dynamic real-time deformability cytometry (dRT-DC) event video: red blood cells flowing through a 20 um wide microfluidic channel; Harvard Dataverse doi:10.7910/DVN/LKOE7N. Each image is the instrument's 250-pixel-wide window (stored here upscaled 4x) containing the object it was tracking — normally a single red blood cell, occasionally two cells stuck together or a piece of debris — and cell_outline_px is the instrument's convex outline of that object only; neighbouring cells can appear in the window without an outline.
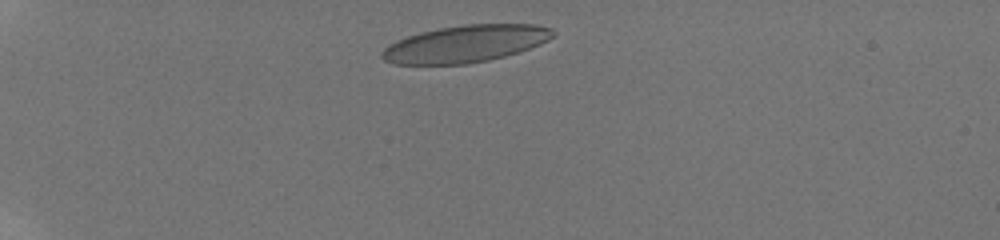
{"species": "human", "species_latin": "Homo sapiens", "temperature_condition": "room temperature", "stored_images_in_passage": 16, "camera_frame_rate_fps": 3000, "um_per_image_px": 0.085, "donor": {"sex": "male"}, "frame": {"image": 1, "passage_image": 2, "time_ms": 1.0, "image_size_px": [1000, 240], "cell_outline_px": [[556, 32], [548, 40], [540, 44], [504, 56], [488, 60], [468, 64], [396, 64], [384, 60], [380, 56], [380, 52], [388, 44], [396, 40], [420, 32], [440, 28], [464, 24], [536, 24], [552, 28]], "centroid_in_image_um": [39.54, 3.72], "position_along_channel_um": 45.5, "area_um2": 36.88}}
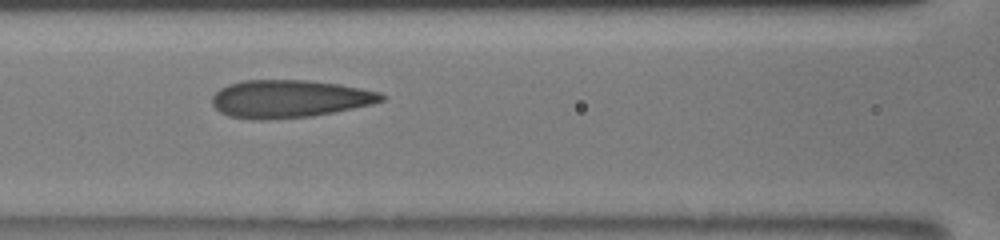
{"frame": {"image": 2, "passage_image": 11, "time_ms": 5.0, "image_size_px": [1000, 240], "cell_outline_px": [[384, 100], [372, 104], [312, 116], [268, 120], [252, 120], [228, 116], [220, 112], [212, 104], [212, 96], [220, 88], [228, 84], [244, 80], [308, 80], [340, 84], [380, 92], [384, 96]], "centroid_in_image_um": [24.56, 8.4], "position_along_channel_um": 142.0, "area_um2": 37.34}}
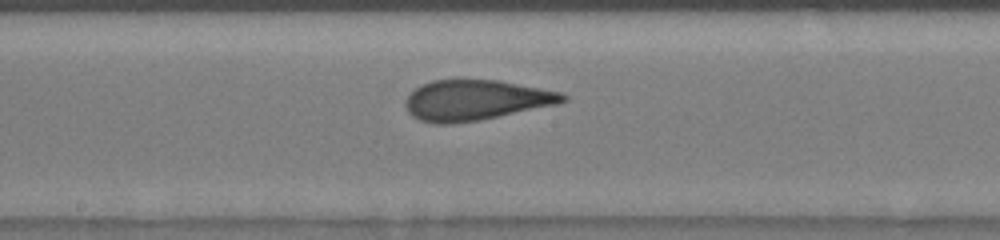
{"frame": {"image": 3, "passage_image": 15, "time_ms": 6.667, "image_size_px": [1000, 240], "cell_outline_px": [[568, 100], [556, 104], [480, 120], [452, 124], [436, 124], [420, 120], [412, 116], [408, 112], [404, 104], [404, 100], [416, 88], [432, 80], [500, 80], [560, 92], [568, 96]], "centroid_in_image_um": [40.41, 8.52], "position_along_channel_um": 207.8, "area_um2": 36.82}}